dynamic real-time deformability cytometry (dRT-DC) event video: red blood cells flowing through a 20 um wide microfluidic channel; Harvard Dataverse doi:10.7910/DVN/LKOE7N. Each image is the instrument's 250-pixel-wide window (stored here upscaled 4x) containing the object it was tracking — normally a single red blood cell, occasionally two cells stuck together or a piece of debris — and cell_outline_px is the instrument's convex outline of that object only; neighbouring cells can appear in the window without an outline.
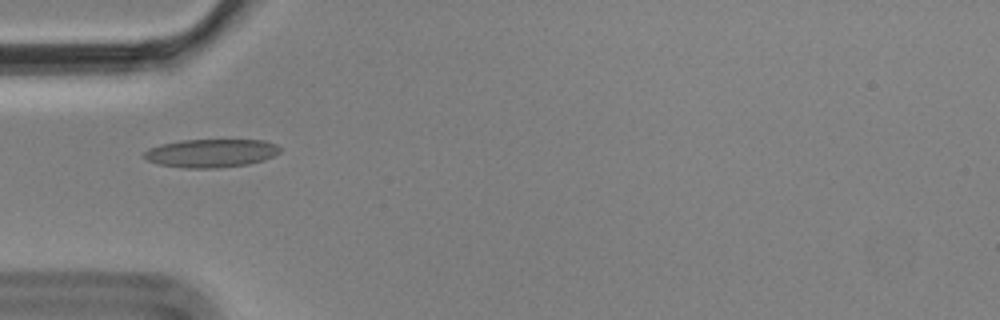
{"species": "Egyptian fruit bat (a non-hibernating species)", "species_latin": "Rousettus aegyptiacus", "temperature_condition": "cold", "stored_images_in_passage": 2, "camera_frame_rate_fps": 3000, "um_per_image_px": 0.085, "animal": {"sex": "male"}, "frame": {"image": 1, "passage_image": 1, "time_ms": 0.0, "image_size_px": [1000, 320], "cell_outline_px": [[280, 152], [264, 160], [248, 164], [216, 168], [184, 168], [160, 164], [148, 160], [144, 156], [144, 152], [148, 148], [160, 144], [180, 140], [264, 140], [276, 144], [280, 148]], "centroid_in_image_um": [17.94, 13.01], "position_along_channel_um": 67.1, "area_um2": 22.37}}